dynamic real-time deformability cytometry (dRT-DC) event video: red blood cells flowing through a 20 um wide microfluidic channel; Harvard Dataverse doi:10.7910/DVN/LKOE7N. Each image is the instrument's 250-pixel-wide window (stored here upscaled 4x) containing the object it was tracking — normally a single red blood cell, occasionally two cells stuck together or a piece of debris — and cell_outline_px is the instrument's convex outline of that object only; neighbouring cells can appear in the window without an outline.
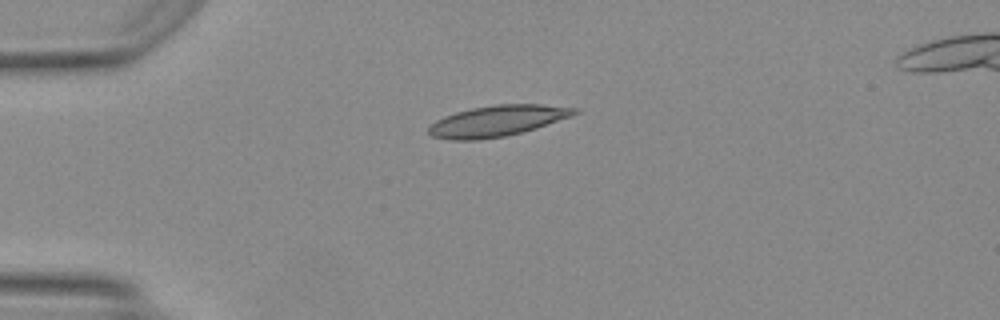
{"species": "Egyptian fruit bat (a non-hibernating species)", "species_latin": "Rousettus aegyptiacus", "temperature_condition": "warm", "stored_images_in_passage": 37, "camera_frame_rate_fps": 3000, "um_per_image_px": 0.085, "animal": {"sex": "female"}, "frame": {"image": 1, "passage_image": 1, "time_ms": 0.0, "image_size_px": [1000, 320], "cell_outline_px": [[580, 112], [572, 116], [536, 128], [504, 136], [476, 140], [448, 140], [432, 136], [428, 132], [428, 128], [436, 120], [444, 116], [456, 112], [472, 108], [496, 104], [540, 104], [576, 108]], "centroid_in_image_um": [42.26, 10.27], "position_along_channel_um": 42.7, "area_um2": 26.13}}
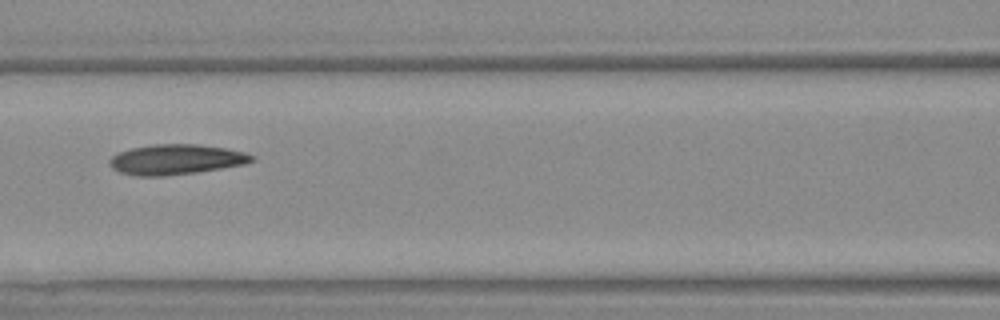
{"frame": {"image": 2, "passage_image": 11, "time_ms": 3.333, "image_size_px": [1000, 320], "cell_outline_px": [[256, 160], [244, 164], [196, 172], [160, 176], [136, 176], [120, 172], [112, 168], [108, 164], [108, 160], [112, 156], [120, 152], [132, 148], [152, 144], [200, 144], [224, 148], [244, 152], [256, 156]], "centroid_in_image_um": [14.96, 13.55], "position_along_channel_um": 151.6, "area_um2": 24.97}}
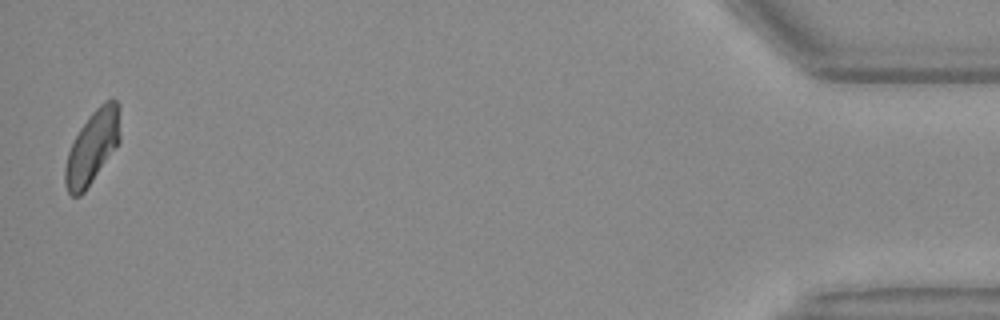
{"frame": {"image": 3, "passage_image": 37, "time_ms": 12.0, "image_size_px": [1000, 320], "cell_outline_px": [[120, 140], [84, 192], [80, 196], [72, 196], [68, 192], [64, 180], [64, 168], [68, 152], [80, 128], [92, 112], [104, 100], [112, 96], [120, 104]], "centroid_in_image_um": [7.86, 12.44], "position_along_channel_um": 427.3, "area_um2": 23.29}, "authors_computed_cell_mechanics": {"area_um2": 24.5072, "velocity_mm_per_s": 4.1847, "shape_relaxation_time_tau1_ms": null, "shape_relaxation_time_tau2_ms": 6.8142, "deformation_change_tau1": null, "deformation_change_tau2": 0.1756}}